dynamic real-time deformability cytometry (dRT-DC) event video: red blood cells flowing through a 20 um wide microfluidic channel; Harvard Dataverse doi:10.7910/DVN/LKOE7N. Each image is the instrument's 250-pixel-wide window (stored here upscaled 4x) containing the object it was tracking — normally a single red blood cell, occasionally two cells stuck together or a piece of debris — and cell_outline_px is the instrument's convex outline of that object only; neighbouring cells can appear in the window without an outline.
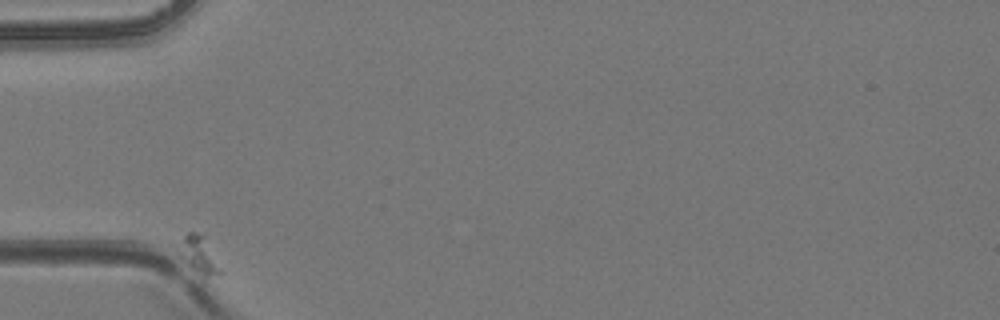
{"species": "common noctule bat (a hibernating species)", "species_latin": "Nyctalus noctula", "temperature_condition": "room temperature", "stored_images_in_passage": 8, "camera_frame_rate_fps": 3000, "um_per_image_px": 0.085, "animal": {"sex": "female", "body_mass_g": 24.6, "forearm_length_mm": 56.2}, "frame": {"image": 1, "passage_image": 1, "time_ms": 0.0, "image_size_px": [1000, 320], "cell_outline_px": [[224, 272], [204, 276], [164, 260], [160, 256], [168, 244], [172, 240], [188, 232], [204, 232]], "centroid_in_image_um": [16.4, 21.6], "position_along_channel_um": 68.6, "area_um2": 12.54}}